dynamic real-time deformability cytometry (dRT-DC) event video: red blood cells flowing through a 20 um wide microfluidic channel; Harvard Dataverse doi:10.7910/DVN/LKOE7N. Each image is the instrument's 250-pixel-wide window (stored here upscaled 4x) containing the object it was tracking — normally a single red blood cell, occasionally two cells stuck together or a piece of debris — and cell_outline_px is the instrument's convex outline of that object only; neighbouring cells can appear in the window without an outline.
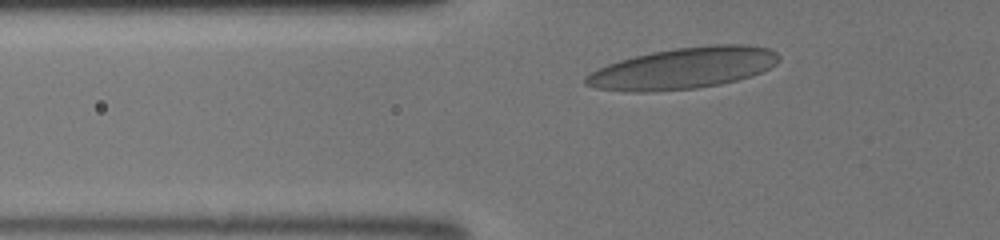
{"species": "human", "species_latin": "Homo sapiens", "temperature_condition": "room temperature", "stored_images_in_passage": 29, "camera_frame_rate_fps": 3000, "um_per_image_px": 0.085, "donor": {"sex": "male"}, "frame": {"image": 1, "passage_image": 5, "time_ms": 1.333, "image_size_px": [1000, 240], "cell_outline_px": [[780, 60], [776, 64], [752, 76], [720, 84], [696, 88], [648, 92], [632, 92], [596, 88], [584, 84], [584, 76], [608, 64], [620, 60], [652, 52], [676, 48], [712, 44], [748, 44], [768, 48], [776, 52], [780, 56]], "centroid_in_image_um": [58.1, 5.8], "position_along_channel_um": 67.7, "area_um2": 46.41}}
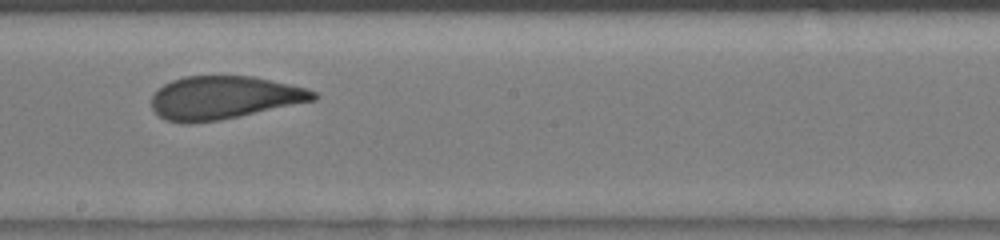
{"frame": {"image": 2, "passage_image": 16, "time_ms": 5.0, "image_size_px": [1000, 240], "cell_outline_px": [[320, 96], [316, 100], [220, 120], [188, 124], [184, 124], [164, 120], [152, 108], [152, 96], [164, 84], [172, 80], [184, 76], [252, 76], [308, 88], [316, 92]], "centroid_in_image_um": [19.04, 8.3], "position_along_channel_um": 229.2, "area_um2": 40.69}}
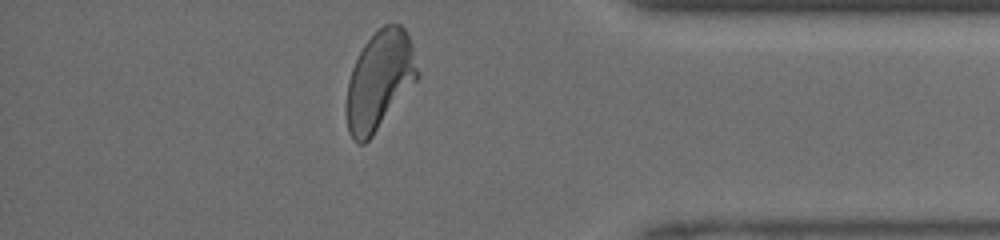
{"frame": {"image": 3, "passage_image": 28, "time_ms": 9.0, "image_size_px": [1000, 240], "cell_outline_px": [[420, 76], [372, 136], [364, 144], [356, 144], [352, 140], [348, 132], [348, 80], [352, 68], [364, 44], [384, 24], [400, 24], [404, 28], [408, 36], [420, 72]], "centroid_in_image_um": [32.27, 6.84], "position_along_channel_um": 402.9, "area_um2": 40.17}}